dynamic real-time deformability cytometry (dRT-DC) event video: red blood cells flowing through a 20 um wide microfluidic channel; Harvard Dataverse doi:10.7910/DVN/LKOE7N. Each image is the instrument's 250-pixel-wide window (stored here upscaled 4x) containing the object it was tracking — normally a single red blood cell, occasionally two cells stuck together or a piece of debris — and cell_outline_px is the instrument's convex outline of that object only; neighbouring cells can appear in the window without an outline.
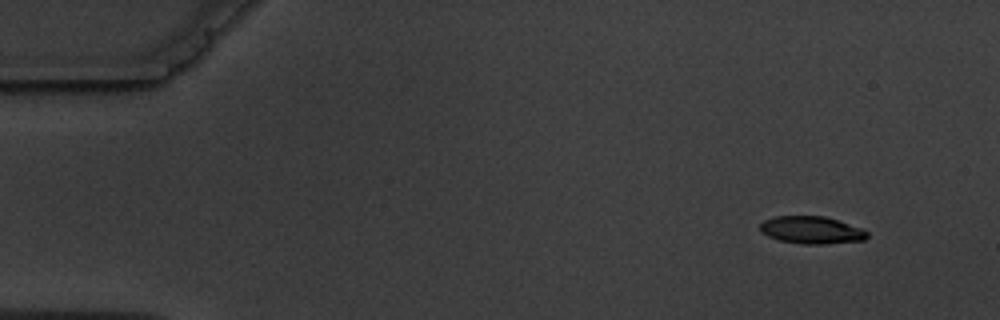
{"species": "common noctule bat (a hibernating species)", "species_latin": "Nyctalus noctula", "temperature_condition": "warm", "stored_images_in_passage": 6, "camera_frame_rate_fps": 3000, "um_per_image_px": 0.085, "animal": {"sex": "male", "body_mass_g": 19.5, "forearm_length_mm": 54.6}, "frame": {"image": 1, "passage_image": 1, "time_ms": 0.0, "image_size_px": [1000, 320], "cell_outline_px": [[868, 236], [864, 240], [824, 244], [804, 244], [780, 240], [768, 236], [760, 232], [760, 224], [764, 220], [776, 216], [824, 216], [864, 228], [868, 232]], "centroid_in_image_um": [69.0, 19.55], "position_along_channel_um": 16.0, "area_um2": 17.17}}
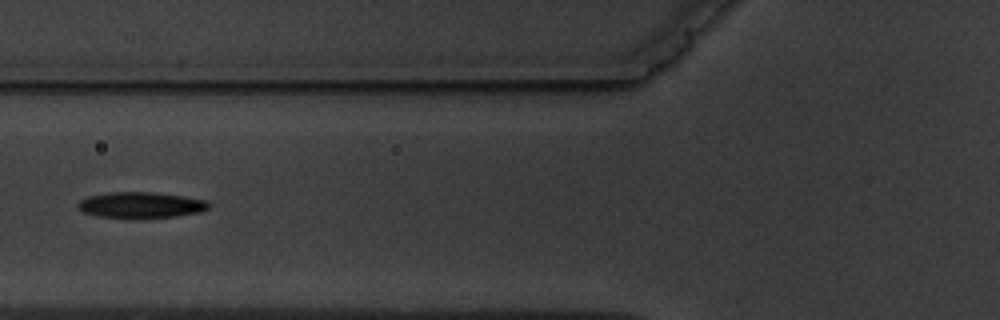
{"frame": {"image": 2, "passage_image": 6, "time_ms": 5.667, "image_size_px": [1000, 320], "cell_outline_px": [[212, 204], [208, 208], [200, 212], [176, 216], [144, 220], [128, 220], [96, 216], [84, 212], [80, 208], [80, 200], [88, 196], [112, 192], [152, 192], [184, 196], [204, 200]], "centroid_in_image_um": [11.99, 17.47], "position_along_channel_um": 113.8, "area_um2": 20.35}}